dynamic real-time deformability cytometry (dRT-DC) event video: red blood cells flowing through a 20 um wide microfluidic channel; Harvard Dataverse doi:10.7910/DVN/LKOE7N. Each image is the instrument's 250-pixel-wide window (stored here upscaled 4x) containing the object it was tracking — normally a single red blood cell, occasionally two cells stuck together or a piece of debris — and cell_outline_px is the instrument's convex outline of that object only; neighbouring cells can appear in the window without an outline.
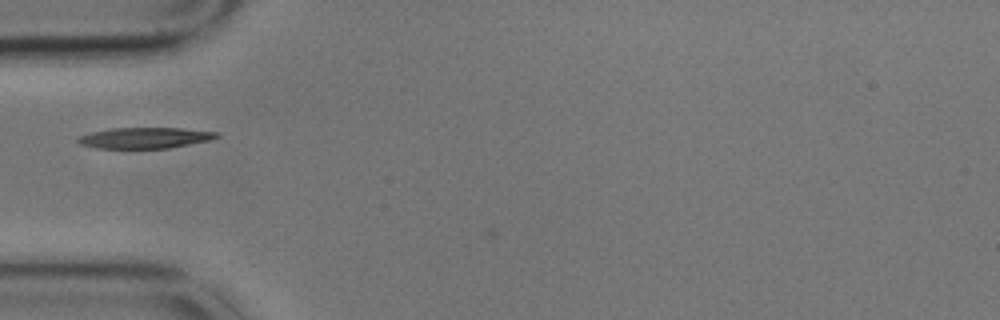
{"species": "common noctule bat (a hibernating species)", "species_latin": "Nyctalus noctula", "temperature_condition": "cold", "stored_images_in_passage": 6, "camera_frame_rate_fps": 3000, "um_per_image_px": 0.085, "animal": {"sex": "male", "body_mass_g": 17.9}, "frame": {"image": 1, "passage_image": 3, "time_ms": 0.667, "image_size_px": [1000, 320], "cell_outline_px": [[220, 136], [212, 140], [168, 148], [96, 148], [80, 144], [76, 140], [80, 136], [92, 132], [112, 128], [180, 128], [216, 132]], "centroid_in_image_um": [12.33, 11.72], "position_along_channel_um": 72.7, "area_um2": 16.76}}
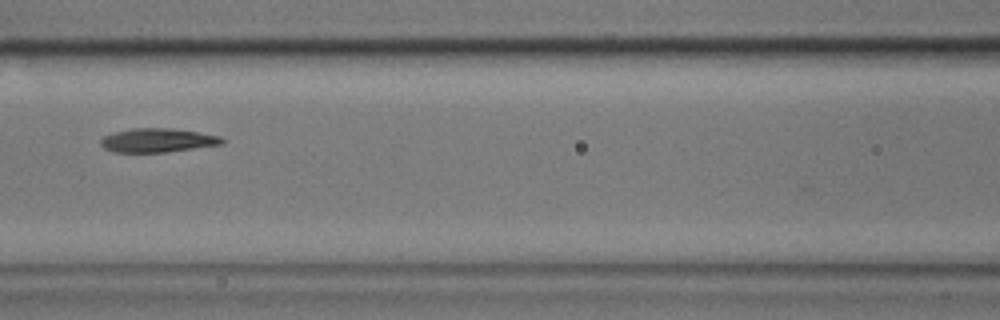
{"frame": {"image": 2, "passage_image": 5, "time_ms": 1.333, "image_size_px": [1000, 320], "cell_outline_px": [[224, 144], [164, 152], [112, 152], [104, 148], [100, 144], [100, 140], [104, 136], [112, 132], [132, 128], [172, 128], [220, 136], [224, 140]], "centroid_in_image_um": [13.35, 11.92], "position_along_channel_um": 153.2, "area_um2": 16.88}}